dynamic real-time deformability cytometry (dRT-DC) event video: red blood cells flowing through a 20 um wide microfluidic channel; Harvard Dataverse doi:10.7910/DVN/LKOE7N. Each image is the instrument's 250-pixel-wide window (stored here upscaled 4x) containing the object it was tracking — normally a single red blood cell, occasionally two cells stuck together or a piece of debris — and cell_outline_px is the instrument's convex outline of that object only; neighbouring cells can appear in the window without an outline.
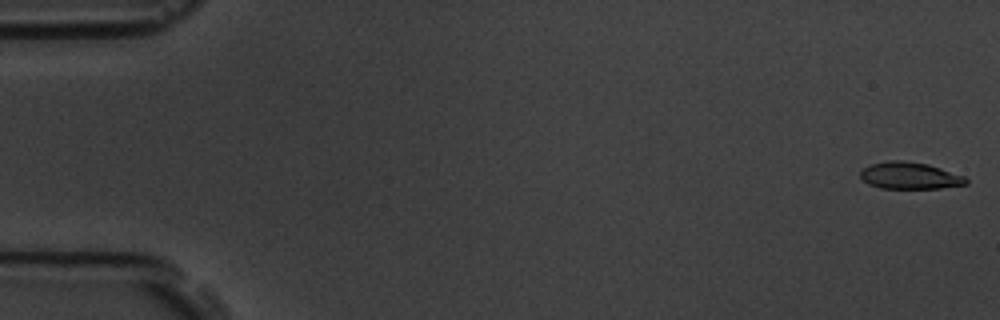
{"species": "common noctule bat (a hibernating species)", "species_latin": "Nyctalus noctula", "temperature_condition": "room temperature", "stored_images_in_passage": 6, "camera_frame_rate_fps": 3000, "um_per_image_px": 0.085, "animal": {"sex": "male", "body_mass_g": 19.5, "forearm_length_mm": 54.6}, "frame": {"image": 1, "passage_image": 1, "time_ms": 0.0, "image_size_px": [1000, 320], "cell_outline_px": [[968, 184], [940, 188], [880, 188], [868, 184], [860, 176], [860, 172], [864, 168], [872, 164], [892, 160], [900, 160], [928, 164], [964, 176], [968, 180]], "centroid_in_image_um": [77.34, 14.93], "position_along_channel_um": 7.7, "area_um2": 16.36}}
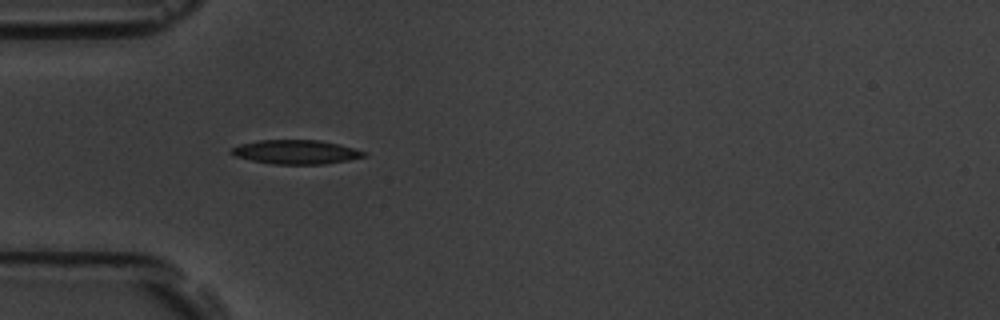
{"frame": {"image": 2, "passage_image": 5, "time_ms": 5.333, "image_size_px": [1000, 320], "cell_outline_px": [[368, 156], [348, 160], [324, 164], [272, 164], [232, 156], [228, 152], [232, 148], [240, 144], [260, 140], [320, 140], [368, 152]], "centroid_in_image_um": [25.13, 12.92], "position_along_channel_um": 59.9, "area_um2": 18.61}}
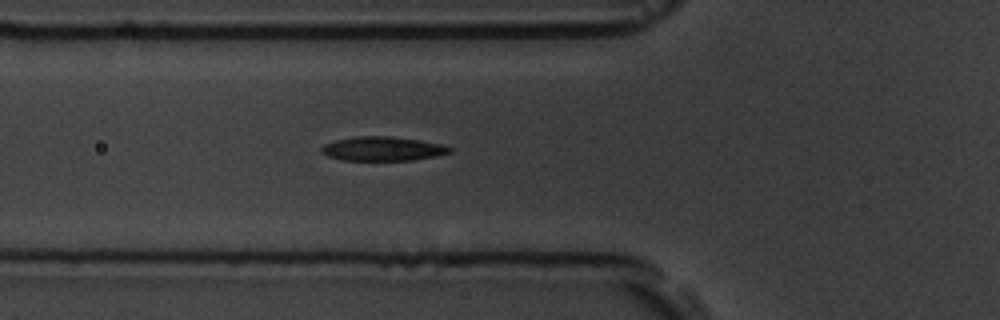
{"frame": {"image": 3, "passage_image": 6, "time_ms": 6.333, "image_size_px": [1000, 320], "cell_outline_px": [[452, 152], [436, 156], [412, 160], [344, 160], [328, 156], [320, 152], [320, 148], [324, 144], [336, 140], [356, 136], [388, 136], [444, 144], [452, 148]], "centroid_in_image_um": [32.52, 12.64], "position_along_channel_um": 93.3, "area_um2": 17.98}}